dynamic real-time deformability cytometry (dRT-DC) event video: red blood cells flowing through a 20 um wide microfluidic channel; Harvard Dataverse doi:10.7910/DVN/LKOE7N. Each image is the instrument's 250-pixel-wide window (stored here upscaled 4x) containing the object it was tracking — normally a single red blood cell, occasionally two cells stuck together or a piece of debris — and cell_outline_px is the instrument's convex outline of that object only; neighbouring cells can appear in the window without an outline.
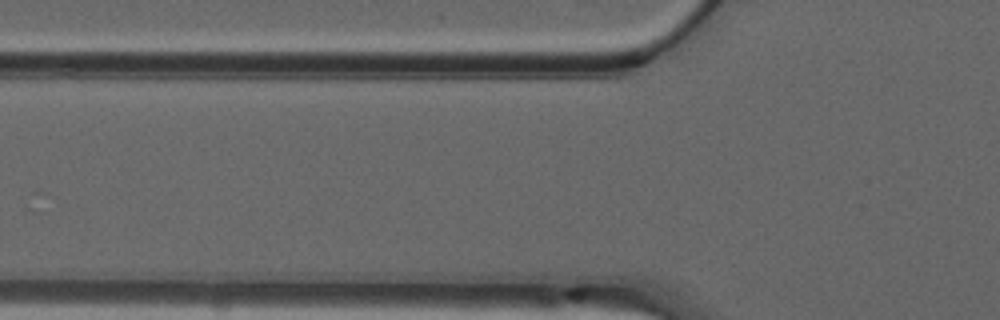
{"species": "common noctule bat (a hibernating species)", "species_latin": "Nyctalus noctula", "temperature_condition": "warm", "stored_images_in_passage": 6, "camera_frame_rate_fps": 3000, "um_per_image_px": 0.085, "animal": {"sex": "male", "forearm_length_mm": 52.5}, "frame": {"image": 1, "passage_image": 2, "time_ms": 0.333, "image_size_px": [1000, 320], "cell_outline_px": [[604, 304], [520, 304], [488, 300], [496, 296], [576, 276], [580, 276]], "centroid_in_image_um": [47.06, 24.97], "position_along_channel_um": 78.7, "area_um2": 13.53}}
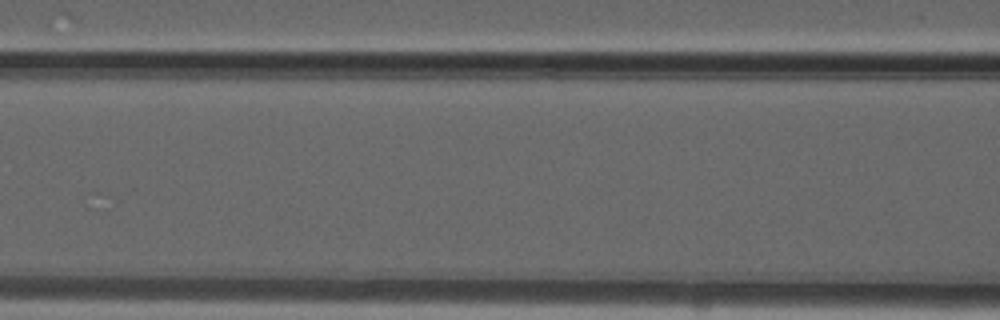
{"frame": {"image": 2, "passage_image": 5, "time_ms": 1.333, "image_size_px": [1000, 320], "cell_outline_px": [[724, 300], [580, 300], [524, 296], [524, 292], [544, 280], [700, 284], [724, 296]], "centroid_in_image_um": [52.81, 24.74], "position_along_channel_um": 113.8, "area_um2": 23.24}}